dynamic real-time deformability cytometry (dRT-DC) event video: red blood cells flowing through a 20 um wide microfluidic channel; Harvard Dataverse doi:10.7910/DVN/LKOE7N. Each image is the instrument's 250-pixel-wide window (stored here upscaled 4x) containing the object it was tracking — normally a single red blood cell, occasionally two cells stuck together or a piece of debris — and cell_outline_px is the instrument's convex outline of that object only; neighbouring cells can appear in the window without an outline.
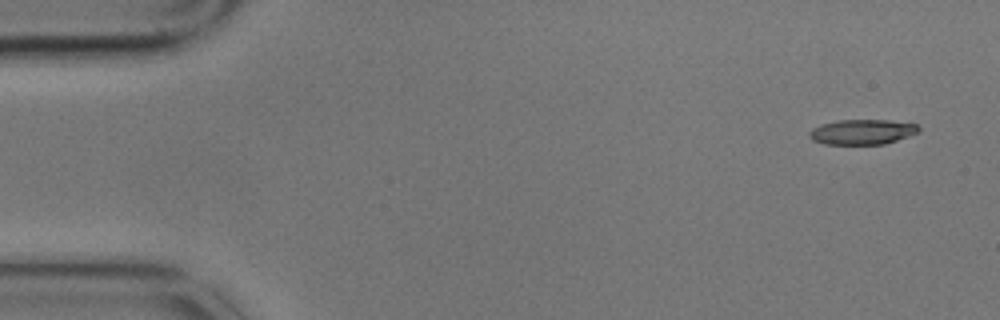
{"species": "common noctule bat (a hibernating species)", "species_latin": "Nyctalus noctula", "temperature_condition": "cold", "stored_images_in_passage": 8, "camera_frame_rate_fps": 3000, "um_per_image_px": 0.085, "animal": {"sex": "male", "body_mass_g": 17.9}, "frame": {"image": 1, "passage_image": 1, "time_ms": 0.0, "image_size_px": [1000, 320], "cell_outline_px": [[920, 128], [916, 132], [908, 136], [884, 144], [824, 144], [812, 140], [808, 136], [808, 132], [812, 128], [820, 124], [836, 120], [888, 120], [916, 124]], "centroid_in_image_um": [73.21, 11.21], "position_along_channel_um": 11.8, "area_um2": 15.95}}
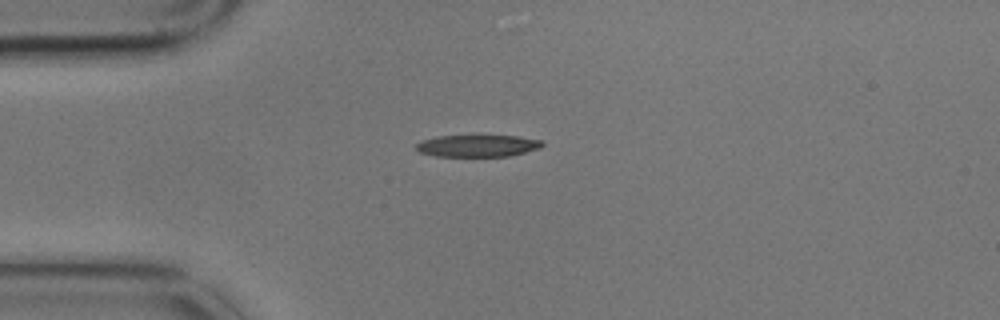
{"frame": {"image": 2, "passage_image": 4, "time_ms": 1.0, "image_size_px": [1000, 320], "cell_outline_px": [[544, 144], [540, 148], [508, 156], [436, 156], [420, 152], [416, 148], [416, 144], [424, 140], [436, 136], [476, 132], [516, 136], [544, 140]], "centroid_in_image_um": [40.62, 12.32], "position_along_channel_um": 44.4, "area_um2": 17.11}}
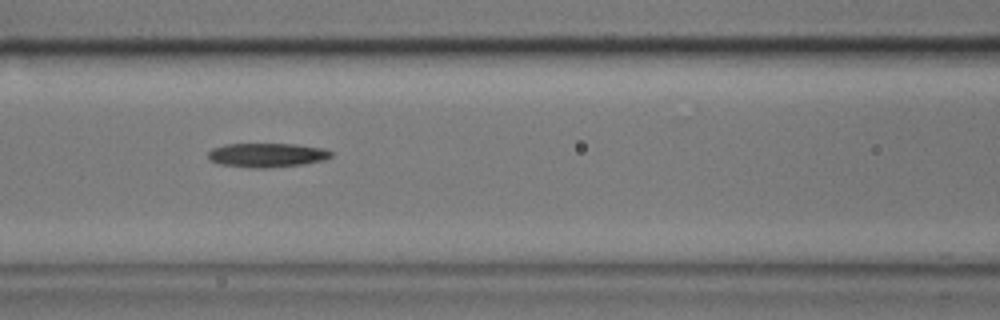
{"frame": {"image": 3, "passage_image": 7, "time_ms": 2.0, "image_size_px": [1000, 320], "cell_outline_px": [[332, 156], [324, 160], [304, 164], [264, 168], [252, 168], [220, 164], [208, 160], [208, 152], [212, 148], [224, 144], [296, 144], [324, 148], [332, 152]], "centroid_in_image_um": [22.68, 13.18], "position_along_channel_um": 143.9, "area_um2": 17.4}}